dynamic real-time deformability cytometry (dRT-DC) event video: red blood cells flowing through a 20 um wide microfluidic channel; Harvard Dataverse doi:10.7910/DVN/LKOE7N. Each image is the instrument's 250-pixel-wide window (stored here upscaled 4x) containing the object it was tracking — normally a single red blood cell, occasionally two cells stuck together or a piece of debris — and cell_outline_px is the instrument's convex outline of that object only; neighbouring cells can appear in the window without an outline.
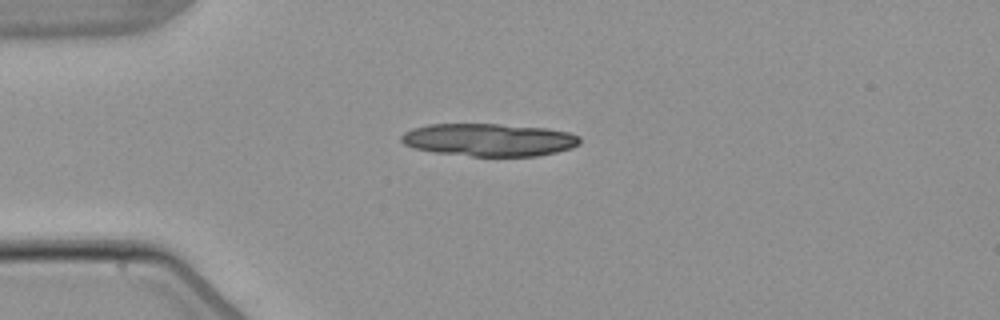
{"species": "common noctule bat (a hibernating species)", "species_latin": "Nyctalus noctula", "temperature_condition": "warm", "stored_images_in_passage": 4, "camera_frame_rate_fps": 3000, "um_per_image_px": 0.085, "animal": {"sex": "male", "body_mass_g": 21.5, "forearm_length_mm": 52.0}, "frame": {"image": 1, "passage_image": 1, "time_ms": 0.0, "image_size_px": [1000, 320], "cell_outline_px": [[580, 144], [572, 148], [556, 152], [536, 156], [472, 156], [432, 152], [412, 148], [404, 144], [400, 140], [400, 136], [404, 132], [412, 128], [428, 124], [500, 124], [548, 128], [568, 132], [580, 136]], "centroid_in_image_um": [41.55, 11.88], "position_along_channel_um": 43.5, "area_um2": 34.33}}